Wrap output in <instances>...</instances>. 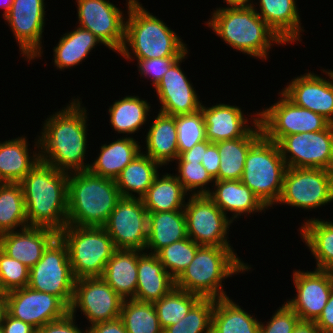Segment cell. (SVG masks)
Returning a JSON list of instances; mask_svg holds the SVG:
<instances>
[{
	"label": "cell",
	"mask_w": 333,
	"mask_h": 333,
	"mask_svg": "<svg viewBox=\"0 0 333 333\" xmlns=\"http://www.w3.org/2000/svg\"><path fill=\"white\" fill-rule=\"evenodd\" d=\"M71 99L44 119L38 135L40 160L67 173L87 171L90 164L86 160L89 112L79 96Z\"/></svg>",
	"instance_id": "cell-1"
},
{
	"label": "cell",
	"mask_w": 333,
	"mask_h": 333,
	"mask_svg": "<svg viewBox=\"0 0 333 333\" xmlns=\"http://www.w3.org/2000/svg\"><path fill=\"white\" fill-rule=\"evenodd\" d=\"M125 33L117 53L129 62L134 60L180 57L188 46L179 34L158 16L150 13L139 0H126Z\"/></svg>",
	"instance_id": "cell-2"
},
{
	"label": "cell",
	"mask_w": 333,
	"mask_h": 333,
	"mask_svg": "<svg viewBox=\"0 0 333 333\" xmlns=\"http://www.w3.org/2000/svg\"><path fill=\"white\" fill-rule=\"evenodd\" d=\"M69 173L41 160L19 182L25 201L28 226L59 233L67 225Z\"/></svg>",
	"instance_id": "cell-3"
},
{
	"label": "cell",
	"mask_w": 333,
	"mask_h": 333,
	"mask_svg": "<svg viewBox=\"0 0 333 333\" xmlns=\"http://www.w3.org/2000/svg\"><path fill=\"white\" fill-rule=\"evenodd\" d=\"M205 22L227 46L263 62L268 60L274 45L286 44L256 13L252 5L218 7Z\"/></svg>",
	"instance_id": "cell-4"
},
{
	"label": "cell",
	"mask_w": 333,
	"mask_h": 333,
	"mask_svg": "<svg viewBox=\"0 0 333 333\" xmlns=\"http://www.w3.org/2000/svg\"><path fill=\"white\" fill-rule=\"evenodd\" d=\"M252 268L233 247L200 246L188 267L175 279V287L202 298H225L229 295L223 282Z\"/></svg>",
	"instance_id": "cell-5"
},
{
	"label": "cell",
	"mask_w": 333,
	"mask_h": 333,
	"mask_svg": "<svg viewBox=\"0 0 333 333\" xmlns=\"http://www.w3.org/2000/svg\"><path fill=\"white\" fill-rule=\"evenodd\" d=\"M120 198L113 179L88 170L69 173L67 225L103 227Z\"/></svg>",
	"instance_id": "cell-6"
},
{
	"label": "cell",
	"mask_w": 333,
	"mask_h": 333,
	"mask_svg": "<svg viewBox=\"0 0 333 333\" xmlns=\"http://www.w3.org/2000/svg\"><path fill=\"white\" fill-rule=\"evenodd\" d=\"M286 170L278 143L262 135L248 150L240 181L268 209H274L281 195Z\"/></svg>",
	"instance_id": "cell-7"
},
{
	"label": "cell",
	"mask_w": 333,
	"mask_h": 333,
	"mask_svg": "<svg viewBox=\"0 0 333 333\" xmlns=\"http://www.w3.org/2000/svg\"><path fill=\"white\" fill-rule=\"evenodd\" d=\"M58 236L66 244L75 279L102 277L116 250L103 227L66 225Z\"/></svg>",
	"instance_id": "cell-8"
},
{
	"label": "cell",
	"mask_w": 333,
	"mask_h": 333,
	"mask_svg": "<svg viewBox=\"0 0 333 333\" xmlns=\"http://www.w3.org/2000/svg\"><path fill=\"white\" fill-rule=\"evenodd\" d=\"M333 202V171L319 168H287L281 195L275 204L317 210Z\"/></svg>",
	"instance_id": "cell-9"
},
{
	"label": "cell",
	"mask_w": 333,
	"mask_h": 333,
	"mask_svg": "<svg viewBox=\"0 0 333 333\" xmlns=\"http://www.w3.org/2000/svg\"><path fill=\"white\" fill-rule=\"evenodd\" d=\"M75 280L66 244L57 236L44 250L42 258L29 269L27 286L57 296L70 308Z\"/></svg>",
	"instance_id": "cell-10"
},
{
	"label": "cell",
	"mask_w": 333,
	"mask_h": 333,
	"mask_svg": "<svg viewBox=\"0 0 333 333\" xmlns=\"http://www.w3.org/2000/svg\"><path fill=\"white\" fill-rule=\"evenodd\" d=\"M278 95V101L258 110L259 123L268 140L278 143L284 136L322 131L331 124L324 116L294 104L281 91Z\"/></svg>",
	"instance_id": "cell-11"
},
{
	"label": "cell",
	"mask_w": 333,
	"mask_h": 333,
	"mask_svg": "<svg viewBox=\"0 0 333 333\" xmlns=\"http://www.w3.org/2000/svg\"><path fill=\"white\" fill-rule=\"evenodd\" d=\"M184 214L188 237L196 244L233 247L228 236L234 222L208 195H189Z\"/></svg>",
	"instance_id": "cell-12"
},
{
	"label": "cell",
	"mask_w": 333,
	"mask_h": 333,
	"mask_svg": "<svg viewBox=\"0 0 333 333\" xmlns=\"http://www.w3.org/2000/svg\"><path fill=\"white\" fill-rule=\"evenodd\" d=\"M44 1L13 0L11 9L3 17L19 46L20 55L29 65L44 54L43 32L48 20Z\"/></svg>",
	"instance_id": "cell-13"
},
{
	"label": "cell",
	"mask_w": 333,
	"mask_h": 333,
	"mask_svg": "<svg viewBox=\"0 0 333 333\" xmlns=\"http://www.w3.org/2000/svg\"><path fill=\"white\" fill-rule=\"evenodd\" d=\"M287 168H319L333 171V124L317 132L284 136L278 142Z\"/></svg>",
	"instance_id": "cell-14"
},
{
	"label": "cell",
	"mask_w": 333,
	"mask_h": 333,
	"mask_svg": "<svg viewBox=\"0 0 333 333\" xmlns=\"http://www.w3.org/2000/svg\"><path fill=\"white\" fill-rule=\"evenodd\" d=\"M124 299L102 278L75 280L74 296L69 312L76 316L78 310L88 320V327L99 322L120 318Z\"/></svg>",
	"instance_id": "cell-15"
},
{
	"label": "cell",
	"mask_w": 333,
	"mask_h": 333,
	"mask_svg": "<svg viewBox=\"0 0 333 333\" xmlns=\"http://www.w3.org/2000/svg\"><path fill=\"white\" fill-rule=\"evenodd\" d=\"M77 25L90 31L106 48L118 53L124 43V11L110 0H75ZM125 15V16H124Z\"/></svg>",
	"instance_id": "cell-16"
},
{
	"label": "cell",
	"mask_w": 333,
	"mask_h": 333,
	"mask_svg": "<svg viewBox=\"0 0 333 333\" xmlns=\"http://www.w3.org/2000/svg\"><path fill=\"white\" fill-rule=\"evenodd\" d=\"M116 249L145 251L148 211L140 198L121 197L103 226Z\"/></svg>",
	"instance_id": "cell-17"
},
{
	"label": "cell",
	"mask_w": 333,
	"mask_h": 333,
	"mask_svg": "<svg viewBox=\"0 0 333 333\" xmlns=\"http://www.w3.org/2000/svg\"><path fill=\"white\" fill-rule=\"evenodd\" d=\"M295 296L286 300V304L302 321H316L326 306L333 289L331 270L311 269L293 270Z\"/></svg>",
	"instance_id": "cell-18"
},
{
	"label": "cell",
	"mask_w": 333,
	"mask_h": 333,
	"mask_svg": "<svg viewBox=\"0 0 333 333\" xmlns=\"http://www.w3.org/2000/svg\"><path fill=\"white\" fill-rule=\"evenodd\" d=\"M190 50L180 56L154 87V92L160 104V112L168 115L192 114L200 110L202 100L193 83L184 73V62Z\"/></svg>",
	"instance_id": "cell-19"
},
{
	"label": "cell",
	"mask_w": 333,
	"mask_h": 333,
	"mask_svg": "<svg viewBox=\"0 0 333 333\" xmlns=\"http://www.w3.org/2000/svg\"><path fill=\"white\" fill-rule=\"evenodd\" d=\"M320 70L322 76L308 71L293 77L281 92L294 104L324 116L333 124V70Z\"/></svg>",
	"instance_id": "cell-20"
},
{
	"label": "cell",
	"mask_w": 333,
	"mask_h": 333,
	"mask_svg": "<svg viewBox=\"0 0 333 333\" xmlns=\"http://www.w3.org/2000/svg\"><path fill=\"white\" fill-rule=\"evenodd\" d=\"M7 294L8 313L36 330L63 318L69 308L55 295L39 292L26 286Z\"/></svg>",
	"instance_id": "cell-21"
},
{
	"label": "cell",
	"mask_w": 333,
	"mask_h": 333,
	"mask_svg": "<svg viewBox=\"0 0 333 333\" xmlns=\"http://www.w3.org/2000/svg\"><path fill=\"white\" fill-rule=\"evenodd\" d=\"M200 110L205 122L206 139L211 143L244 137L259 122V111L249 115L247 111L246 115L242 107L229 103L220 102L208 107L202 102Z\"/></svg>",
	"instance_id": "cell-22"
},
{
	"label": "cell",
	"mask_w": 333,
	"mask_h": 333,
	"mask_svg": "<svg viewBox=\"0 0 333 333\" xmlns=\"http://www.w3.org/2000/svg\"><path fill=\"white\" fill-rule=\"evenodd\" d=\"M57 236L58 233L52 229L27 226L0 235V249L30 269L42 258L44 250Z\"/></svg>",
	"instance_id": "cell-23"
},
{
	"label": "cell",
	"mask_w": 333,
	"mask_h": 333,
	"mask_svg": "<svg viewBox=\"0 0 333 333\" xmlns=\"http://www.w3.org/2000/svg\"><path fill=\"white\" fill-rule=\"evenodd\" d=\"M256 1L252 0L251 2L256 13L286 45L294 44L295 42L297 44L302 40L301 33L305 30L301 23L300 8L297 6V0Z\"/></svg>",
	"instance_id": "cell-24"
},
{
	"label": "cell",
	"mask_w": 333,
	"mask_h": 333,
	"mask_svg": "<svg viewBox=\"0 0 333 333\" xmlns=\"http://www.w3.org/2000/svg\"><path fill=\"white\" fill-rule=\"evenodd\" d=\"M208 196L233 222L239 217H251L252 214L269 210L240 180L215 181ZM228 212L231 216H228Z\"/></svg>",
	"instance_id": "cell-25"
},
{
	"label": "cell",
	"mask_w": 333,
	"mask_h": 333,
	"mask_svg": "<svg viewBox=\"0 0 333 333\" xmlns=\"http://www.w3.org/2000/svg\"><path fill=\"white\" fill-rule=\"evenodd\" d=\"M28 142L25 135L0 141V183H19L40 161L38 134L32 146L34 150Z\"/></svg>",
	"instance_id": "cell-26"
},
{
	"label": "cell",
	"mask_w": 333,
	"mask_h": 333,
	"mask_svg": "<svg viewBox=\"0 0 333 333\" xmlns=\"http://www.w3.org/2000/svg\"><path fill=\"white\" fill-rule=\"evenodd\" d=\"M175 287V279L156 254L138 250L137 286L134 300L154 303Z\"/></svg>",
	"instance_id": "cell-27"
},
{
	"label": "cell",
	"mask_w": 333,
	"mask_h": 333,
	"mask_svg": "<svg viewBox=\"0 0 333 333\" xmlns=\"http://www.w3.org/2000/svg\"><path fill=\"white\" fill-rule=\"evenodd\" d=\"M157 112L158 114L152 118V123H148L150 125L144 137L142 152L162 167H167L179 156L175 116Z\"/></svg>",
	"instance_id": "cell-28"
},
{
	"label": "cell",
	"mask_w": 333,
	"mask_h": 333,
	"mask_svg": "<svg viewBox=\"0 0 333 333\" xmlns=\"http://www.w3.org/2000/svg\"><path fill=\"white\" fill-rule=\"evenodd\" d=\"M121 137L112 140L111 143H101L100 153L98 152L97 157L89 164V172L115 180L120 172L142 152L140 141L129 136Z\"/></svg>",
	"instance_id": "cell-29"
},
{
	"label": "cell",
	"mask_w": 333,
	"mask_h": 333,
	"mask_svg": "<svg viewBox=\"0 0 333 333\" xmlns=\"http://www.w3.org/2000/svg\"><path fill=\"white\" fill-rule=\"evenodd\" d=\"M150 102L138 95H126L113 102L112 105L107 108L109 115V124L115 133H118L125 137H133L135 133H139L140 129H144L150 120L148 117L153 109ZM144 126V127H143ZM133 134V135H132ZM131 135V136H130Z\"/></svg>",
	"instance_id": "cell-30"
},
{
	"label": "cell",
	"mask_w": 333,
	"mask_h": 333,
	"mask_svg": "<svg viewBox=\"0 0 333 333\" xmlns=\"http://www.w3.org/2000/svg\"><path fill=\"white\" fill-rule=\"evenodd\" d=\"M104 45L90 31L75 27L72 31L63 33L58 43L53 47L52 62L57 70L72 69L82 64L99 45ZM96 47V48H95Z\"/></svg>",
	"instance_id": "cell-31"
},
{
	"label": "cell",
	"mask_w": 333,
	"mask_h": 333,
	"mask_svg": "<svg viewBox=\"0 0 333 333\" xmlns=\"http://www.w3.org/2000/svg\"><path fill=\"white\" fill-rule=\"evenodd\" d=\"M188 238L184 210L148 212L145 252L156 254L176 241Z\"/></svg>",
	"instance_id": "cell-32"
},
{
	"label": "cell",
	"mask_w": 333,
	"mask_h": 333,
	"mask_svg": "<svg viewBox=\"0 0 333 333\" xmlns=\"http://www.w3.org/2000/svg\"><path fill=\"white\" fill-rule=\"evenodd\" d=\"M298 228L300 239L316 261L315 269H333V222L319 217L305 218Z\"/></svg>",
	"instance_id": "cell-33"
},
{
	"label": "cell",
	"mask_w": 333,
	"mask_h": 333,
	"mask_svg": "<svg viewBox=\"0 0 333 333\" xmlns=\"http://www.w3.org/2000/svg\"><path fill=\"white\" fill-rule=\"evenodd\" d=\"M263 135L258 122L244 137L215 143L220 154L215 181L240 180L249 148Z\"/></svg>",
	"instance_id": "cell-34"
},
{
	"label": "cell",
	"mask_w": 333,
	"mask_h": 333,
	"mask_svg": "<svg viewBox=\"0 0 333 333\" xmlns=\"http://www.w3.org/2000/svg\"><path fill=\"white\" fill-rule=\"evenodd\" d=\"M138 250L116 249L102 278L123 299H134L137 286Z\"/></svg>",
	"instance_id": "cell-35"
},
{
	"label": "cell",
	"mask_w": 333,
	"mask_h": 333,
	"mask_svg": "<svg viewBox=\"0 0 333 333\" xmlns=\"http://www.w3.org/2000/svg\"><path fill=\"white\" fill-rule=\"evenodd\" d=\"M161 168L162 166L158 162L141 152L115 179L121 197L141 199L153 184Z\"/></svg>",
	"instance_id": "cell-36"
},
{
	"label": "cell",
	"mask_w": 333,
	"mask_h": 333,
	"mask_svg": "<svg viewBox=\"0 0 333 333\" xmlns=\"http://www.w3.org/2000/svg\"><path fill=\"white\" fill-rule=\"evenodd\" d=\"M189 194L174 173H159L141 198L148 212L184 210Z\"/></svg>",
	"instance_id": "cell-37"
},
{
	"label": "cell",
	"mask_w": 333,
	"mask_h": 333,
	"mask_svg": "<svg viewBox=\"0 0 333 333\" xmlns=\"http://www.w3.org/2000/svg\"><path fill=\"white\" fill-rule=\"evenodd\" d=\"M260 321L232 297L215 299L211 333H259Z\"/></svg>",
	"instance_id": "cell-38"
},
{
	"label": "cell",
	"mask_w": 333,
	"mask_h": 333,
	"mask_svg": "<svg viewBox=\"0 0 333 333\" xmlns=\"http://www.w3.org/2000/svg\"><path fill=\"white\" fill-rule=\"evenodd\" d=\"M28 226L20 183H0V235Z\"/></svg>",
	"instance_id": "cell-39"
},
{
	"label": "cell",
	"mask_w": 333,
	"mask_h": 333,
	"mask_svg": "<svg viewBox=\"0 0 333 333\" xmlns=\"http://www.w3.org/2000/svg\"><path fill=\"white\" fill-rule=\"evenodd\" d=\"M120 319L127 333H163L154 303L124 299Z\"/></svg>",
	"instance_id": "cell-40"
},
{
	"label": "cell",
	"mask_w": 333,
	"mask_h": 333,
	"mask_svg": "<svg viewBox=\"0 0 333 333\" xmlns=\"http://www.w3.org/2000/svg\"><path fill=\"white\" fill-rule=\"evenodd\" d=\"M200 295L174 287L168 294L154 302L162 329L182 320L201 299Z\"/></svg>",
	"instance_id": "cell-41"
},
{
	"label": "cell",
	"mask_w": 333,
	"mask_h": 333,
	"mask_svg": "<svg viewBox=\"0 0 333 333\" xmlns=\"http://www.w3.org/2000/svg\"><path fill=\"white\" fill-rule=\"evenodd\" d=\"M214 298H201L179 322L163 329V333H211Z\"/></svg>",
	"instance_id": "cell-42"
},
{
	"label": "cell",
	"mask_w": 333,
	"mask_h": 333,
	"mask_svg": "<svg viewBox=\"0 0 333 333\" xmlns=\"http://www.w3.org/2000/svg\"><path fill=\"white\" fill-rule=\"evenodd\" d=\"M199 247L188 237L163 247L156 255L164 269L176 279L194 259Z\"/></svg>",
	"instance_id": "cell-43"
},
{
	"label": "cell",
	"mask_w": 333,
	"mask_h": 333,
	"mask_svg": "<svg viewBox=\"0 0 333 333\" xmlns=\"http://www.w3.org/2000/svg\"><path fill=\"white\" fill-rule=\"evenodd\" d=\"M175 165L177 173L174 175L189 195L210 193L212 188L209 185L213 187L215 180L207 173L201 162H175Z\"/></svg>",
	"instance_id": "cell-44"
},
{
	"label": "cell",
	"mask_w": 333,
	"mask_h": 333,
	"mask_svg": "<svg viewBox=\"0 0 333 333\" xmlns=\"http://www.w3.org/2000/svg\"><path fill=\"white\" fill-rule=\"evenodd\" d=\"M175 124L179 155L190 150L195 144L207 140L201 110L192 114L175 115Z\"/></svg>",
	"instance_id": "cell-45"
},
{
	"label": "cell",
	"mask_w": 333,
	"mask_h": 333,
	"mask_svg": "<svg viewBox=\"0 0 333 333\" xmlns=\"http://www.w3.org/2000/svg\"><path fill=\"white\" fill-rule=\"evenodd\" d=\"M29 282V268L0 249V291L24 288Z\"/></svg>",
	"instance_id": "cell-46"
},
{
	"label": "cell",
	"mask_w": 333,
	"mask_h": 333,
	"mask_svg": "<svg viewBox=\"0 0 333 333\" xmlns=\"http://www.w3.org/2000/svg\"><path fill=\"white\" fill-rule=\"evenodd\" d=\"M269 321H260L259 333H292L299 316L284 302L274 311Z\"/></svg>",
	"instance_id": "cell-47"
},
{
	"label": "cell",
	"mask_w": 333,
	"mask_h": 333,
	"mask_svg": "<svg viewBox=\"0 0 333 333\" xmlns=\"http://www.w3.org/2000/svg\"><path fill=\"white\" fill-rule=\"evenodd\" d=\"M178 58L179 57H165L136 60L138 74H140V77L142 78L145 77L149 79L150 82H152L150 84H152L154 88Z\"/></svg>",
	"instance_id": "cell-48"
},
{
	"label": "cell",
	"mask_w": 333,
	"mask_h": 333,
	"mask_svg": "<svg viewBox=\"0 0 333 333\" xmlns=\"http://www.w3.org/2000/svg\"><path fill=\"white\" fill-rule=\"evenodd\" d=\"M76 323V316L68 312L63 318L43 325L36 333H88L87 326L81 329Z\"/></svg>",
	"instance_id": "cell-49"
},
{
	"label": "cell",
	"mask_w": 333,
	"mask_h": 333,
	"mask_svg": "<svg viewBox=\"0 0 333 333\" xmlns=\"http://www.w3.org/2000/svg\"><path fill=\"white\" fill-rule=\"evenodd\" d=\"M201 164L206 169L207 173L215 180L219 172L220 154L218 147L215 143H212L204 152Z\"/></svg>",
	"instance_id": "cell-50"
},
{
	"label": "cell",
	"mask_w": 333,
	"mask_h": 333,
	"mask_svg": "<svg viewBox=\"0 0 333 333\" xmlns=\"http://www.w3.org/2000/svg\"><path fill=\"white\" fill-rule=\"evenodd\" d=\"M315 323L322 333H333V289L326 306Z\"/></svg>",
	"instance_id": "cell-51"
},
{
	"label": "cell",
	"mask_w": 333,
	"mask_h": 333,
	"mask_svg": "<svg viewBox=\"0 0 333 333\" xmlns=\"http://www.w3.org/2000/svg\"><path fill=\"white\" fill-rule=\"evenodd\" d=\"M1 328L3 333H36L33 326L12 317L9 313H7Z\"/></svg>",
	"instance_id": "cell-52"
},
{
	"label": "cell",
	"mask_w": 333,
	"mask_h": 333,
	"mask_svg": "<svg viewBox=\"0 0 333 333\" xmlns=\"http://www.w3.org/2000/svg\"><path fill=\"white\" fill-rule=\"evenodd\" d=\"M211 144L208 140L195 144L190 150L182 152L175 162H201L204 152Z\"/></svg>",
	"instance_id": "cell-53"
},
{
	"label": "cell",
	"mask_w": 333,
	"mask_h": 333,
	"mask_svg": "<svg viewBox=\"0 0 333 333\" xmlns=\"http://www.w3.org/2000/svg\"><path fill=\"white\" fill-rule=\"evenodd\" d=\"M88 333H127L123 321L118 318L113 321L99 322L88 327Z\"/></svg>",
	"instance_id": "cell-54"
},
{
	"label": "cell",
	"mask_w": 333,
	"mask_h": 333,
	"mask_svg": "<svg viewBox=\"0 0 333 333\" xmlns=\"http://www.w3.org/2000/svg\"><path fill=\"white\" fill-rule=\"evenodd\" d=\"M292 333H322L315 321L300 320Z\"/></svg>",
	"instance_id": "cell-55"
},
{
	"label": "cell",
	"mask_w": 333,
	"mask_h": 333,
	"mask_svg": "<svg viewBox=\"0 0 333 333\" xmlns=\"http://www.w3.org/2000/svg\"><path fill=\"white\" fill-rule=\"evenodd\" d=\"M8 313L7 294L0 291V327L2 326L5 317Z\"/></svg>",
	"instance_id": "cell-56"
},
{
	"label": "cell",
	"mask_w": 333,
	"mask_h": 333,
	"mask_svg": "<svg viewBox=\"0 0 333 333\" xmlns=\"http://www.w3.org/2000/svg\"><path fill=\"white\" fill-rule=\"evenodd\" d=\"M227 7L249 6L252 0H223Z\"/></svg>",
	"instance_id": "cell-57"
},
{
	"label": "cell",
	"mask_w": 333,
	"mask_h": 333,
	"mask_svg": "<svg viewBox=\"0 0 333 333\" xmlns=\"http://www.w3.org/2000/svg\"><path fill=\"white\" fill-rule=\"evenodd\" d=\"M13 3V0H0V8L4 9L3 14L1 17H4L8 11L11 9V5Z\"/></svg>",
	"instance_id": "cell-58"
}]
</instances>
